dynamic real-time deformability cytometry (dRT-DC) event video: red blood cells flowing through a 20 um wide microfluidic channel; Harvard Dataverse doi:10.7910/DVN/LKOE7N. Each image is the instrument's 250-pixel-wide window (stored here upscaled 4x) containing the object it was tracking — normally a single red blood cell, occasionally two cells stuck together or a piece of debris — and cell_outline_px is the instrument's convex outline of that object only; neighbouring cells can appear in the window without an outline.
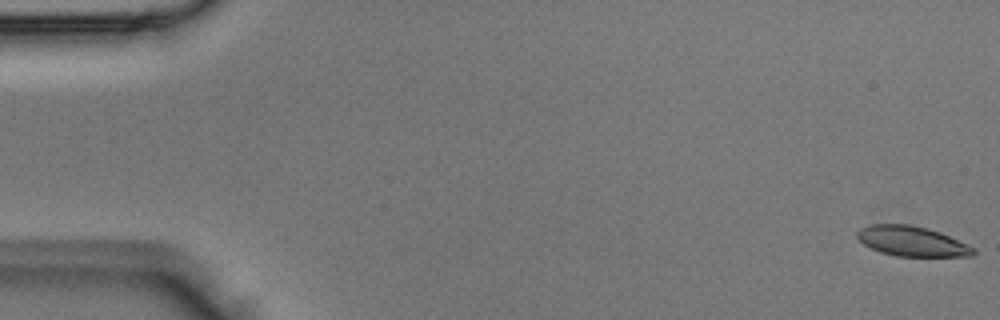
{"species": "Egyptian fruit bat (a non-hibernating species)", "species_latin": "Rousettus aegyptiacus", "temperature_condition": "room temperature", "stored_images_in_passage": 48, "camera_frame_rate_fps": 3000, "um_per_image_px": 0.085, "animal": {"sex": "male"}, "frame": {"image": 1, "passage_image": 1, "time_ms": 0.0, "image_size_px": [1000, 320], "cell_outline_px": [[976, 252], [972, 256], [896, 256], [880, 252], [864, 244], [856, 236], [856, 232], [860, 228], [868, 224], [908, 224], [928, 228], [940, 232], [972, 248]], "centroid_in_image_um": [77.44, 20.49], "position_along_channel_um": 7.6, "area_um2": 20.06}}
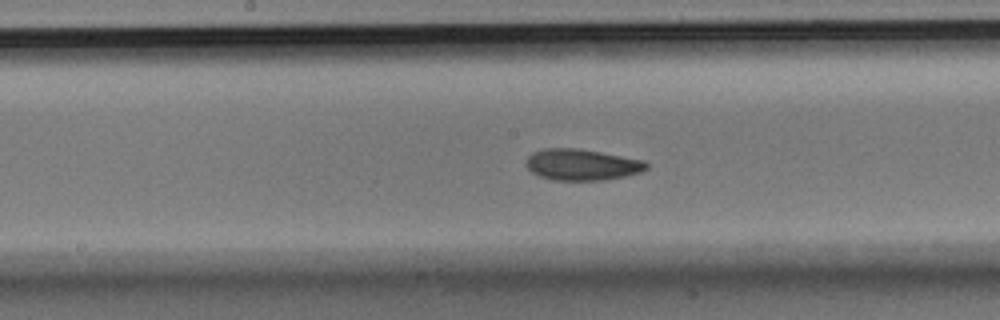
{"frame": {"image": 2, "passage_image": 26, "time_ms": 8.333, "image_size_px": [1000, 320], "cell_outline_px": [[648, 168], [640, 172], [624, 176], [604, 180], [552, 180], [540, 176], [532, 172], [524, 164], [528, 156], [532, 152], [544, 148], [576, 148], [600, 152], [644, 160], [648, 164]], "centroid_in_image_um": [49.43, 13.99], "position_along_channel_um": 198.8, "area_um2": 21.91}}
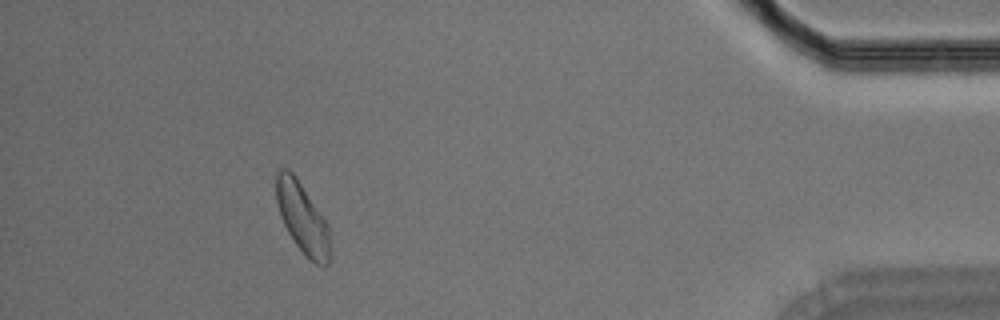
{"frame": {"image": 3, "passage_image": 46, "time_ms": 15.0, "image_size_px": [1000, 320], "cell_outline_px": [[328, 264], [316, 264], [296, 244], [288, 232], [280, 216], [276, 200], [276, 172], [280, 168], [288, 168], [296, 176], [328, 224]], "centroid_in_image_um": [25.65, 18.44], "position_along_channel_um": 409.5, "area_um2": 21.5}}